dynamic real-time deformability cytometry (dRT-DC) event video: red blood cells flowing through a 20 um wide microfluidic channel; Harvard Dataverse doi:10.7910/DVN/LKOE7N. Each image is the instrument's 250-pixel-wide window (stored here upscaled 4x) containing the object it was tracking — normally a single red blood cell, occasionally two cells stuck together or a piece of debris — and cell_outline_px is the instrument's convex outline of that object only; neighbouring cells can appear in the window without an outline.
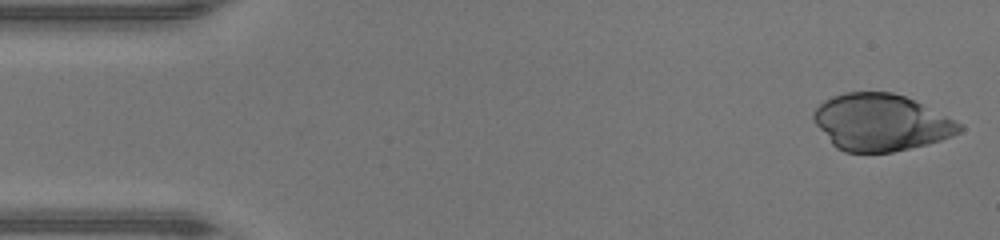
{"species": "human", "species_latin": "Homo sapiens", "temperature_condition": "warm", "stored_images_in_passage": 45, "camera_frame_rate_fps": 3000, "um_per_image_px": 0.085, "donor": {"sex": "male"}, "frame": {"image": 1, "passage_image": 1, "time_ms": 0.0, "image_size_px": [1000, 240], "cell_outline_px": [[964, 128], [960, 132], [952, 136], [928, 144], [892, 152], [844, 152], [836, 148], [832, 144], [816, 124], [812, 116], [812, 112], [824, 100], [832, 96], [844, 92], [892, 92], [904, 96], [960, 124]], "centroid_in_image_um": [74.82, 10.41], "position_along_channel_um": 10.2, "area_um2": 47.63}}
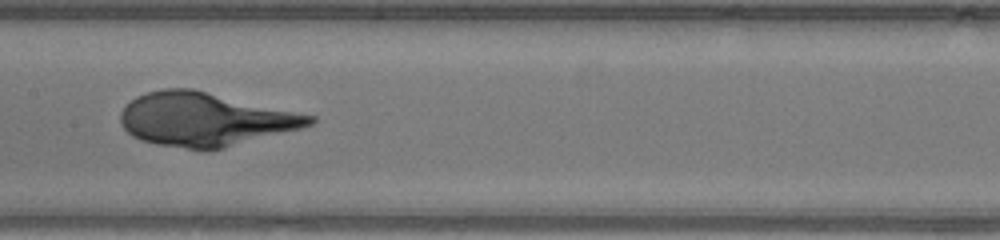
{"frame": {"image": 2, "passage_image": 22, "time_ms": 7.0, "image_size_px": [1000, 240], "cell_outline_px": [[316, 120], [312, 124], [300, 128], [224, 148], [204, 152], [156, 144], [140, 140], [132, 136], [124, 128], [120, 120], [120, 112], [136, 96], [148, 92], [164, 88], [192, 88], [316, 116]], "centroid_in_image_um": [17.4, 10.15], "position_along_channel_um": 190.0, "area_um2": 59.07}}
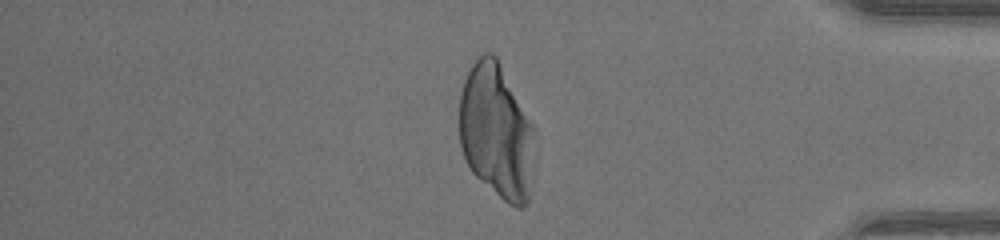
{"frame": {"image": 3, "passage_image": 38, "time_ms": 12.333, "image_size_px": [1000, 240], "cell_outline_px": [[536, 136], [528, 204], [520, 208], [516, 208], [508, 204], [480, 180], [472, 172], [464, 156], [460, 144], [460, 92], [464, 80], [472, 64], [484, 52], [492, 52], [496, 56], [536, 128]], "centroid_in_image_um": [42.22, 11.18], "position_along_channel_um": 393.0, "area_um2": 59.65}}